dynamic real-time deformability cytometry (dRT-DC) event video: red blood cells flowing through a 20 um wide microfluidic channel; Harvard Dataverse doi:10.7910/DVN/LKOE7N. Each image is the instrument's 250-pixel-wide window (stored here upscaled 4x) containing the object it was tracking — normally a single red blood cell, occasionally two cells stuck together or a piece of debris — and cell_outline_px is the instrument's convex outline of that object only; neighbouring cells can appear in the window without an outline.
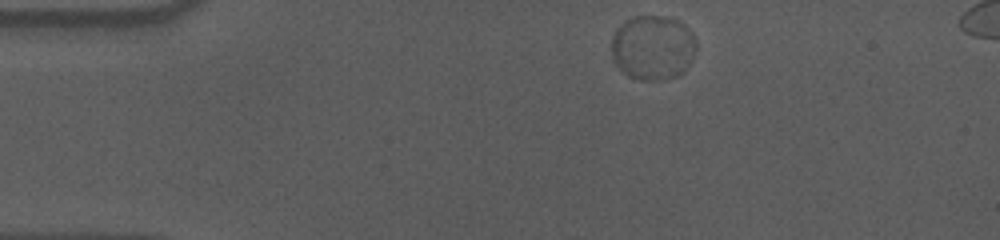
{"species": "human", "species_latin": "Homo sapiens", "temperature_condition": "cold", "stored_images_in_passage": 49, "segment_of_instrument_passage": [1, 2], "camera_frame_rate_fps": 3000, "um_per_image_px": 0.085, "donor": {"sex": "male"}, "frame": {"image": 1, "passage_image": 1, "time_ms": 0.0, "image_size_px": [1000, 240], "cell_outline_px": [[696, 48], [692, 60], [684, 72], [680, 76], [652, 80], [640, 80], [628, 76], [612, 60], [612, 36], [616, 28], [632, 16], [668, 16], [680, 20], [692, 32], [696, 40]], "centroid_in_image_um": [55.51, 4.03], "position_along_channel_um": 29.5, "area_um2": 32.37}}
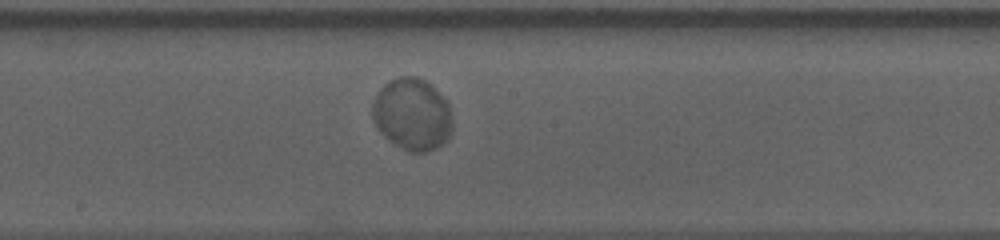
{"frame": {"image": 2, "passage_image": 22, "time_ms": 7.0, "image_size_px": [1000, 240], "cell_outline_px": [[452, 128], [448, 140], [444, 144], [428, 152], [408, 152], [388, 140], [380, 132], [372, 116], [372, 104], [376, 92], [384, 84], [400, 76], [416, 76], [424, 80], [448, 104], [452, 120]], "centroid_in_image_um": [35.02, 9.75], "position_along_channel_um": 213.2, "area_um2": 33.52}}
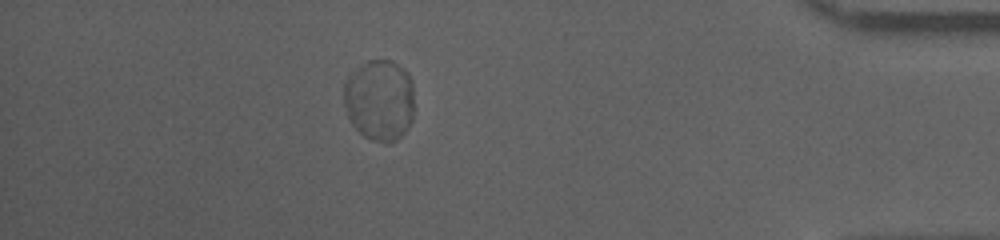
{"frame": {"image": 3, "passage_image": 42, "time_ms": 13.667, "image_size_px": [1000, 240], "cell_outline_px": [[412, 120], [408, 128], [396, 140], [388, 144], [372, 140], [364, 136], [352, 124], [348, 116], [344, 104], [344, 84], [348, 76], [368, 60], [388, 60], [404, 68], [408, 72], [412, 84]], "centroid_in_image_um": [32.26, 8.52], "position_along_channel_um": 402.9, "area_um2": 33.23}}